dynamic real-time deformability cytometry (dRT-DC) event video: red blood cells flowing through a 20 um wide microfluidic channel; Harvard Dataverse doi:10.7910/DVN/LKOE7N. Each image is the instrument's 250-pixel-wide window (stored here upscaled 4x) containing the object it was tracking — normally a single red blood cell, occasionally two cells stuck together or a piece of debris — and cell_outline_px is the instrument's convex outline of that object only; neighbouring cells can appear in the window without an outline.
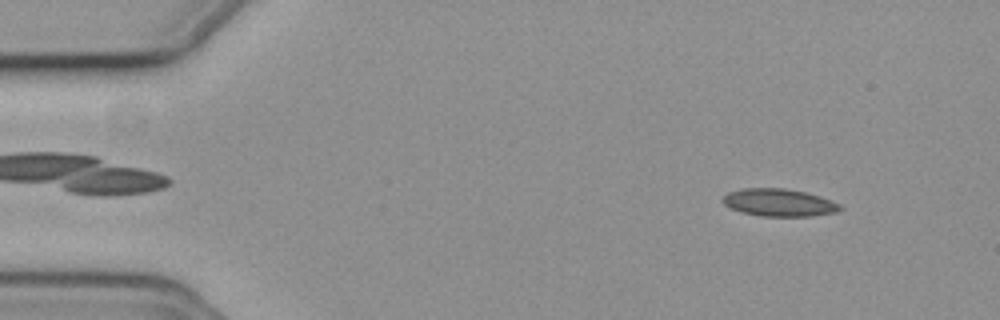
{"species": "common noctule bat (a hibernating species)", "species_latin": "Nyctalus noctula", "temperature_condition": "cold", "stored_images_in_passage": 55, "camera_frame_rate_fps": 3000, "um_per_image_px": 0.085, "animal": {"sex": "female", "body_mass_g": 19.3, "forearm_length_mm": 54.1}, "frame": {"image": 1, "passage_image": 6, "time_ms": 1.667, "image_size_px": [1000, 320], "cell_outline_px": [[844, 208], [836, 212], [812, 216], [760, 216], [744, 212], [732, 208], [724, 204], [720, 200], [728, 192], [744, 188], [784, 188], [804, 192], [820, 196], [840, 204]], "centroid_in_image_um": [66.23, 17.22], "position_along_channel_um": 18.8, "area_um2": 18.73}}
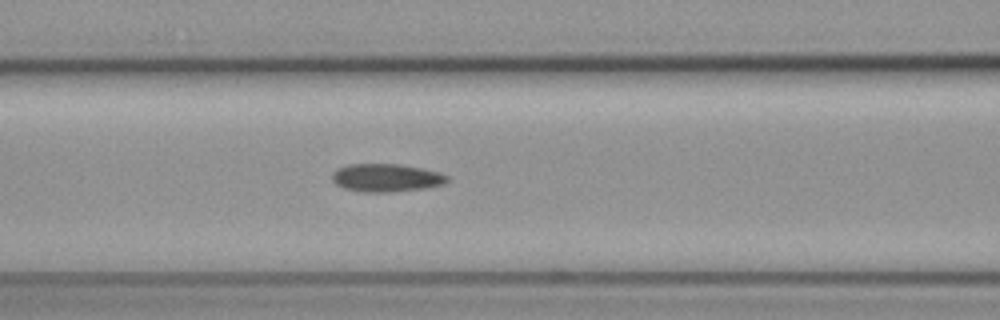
{"frame": {"image": 2, "passage_image": 23, "time_ms": 7.333, "image_size_px": [1000, 320], "cell_outline_px": [[448, 180], [444, 184], [424, 188], [392, 192], [364, 192], [344, 188], [336, 184], [332, 180], [332, 172], [336, 168], [348, 164], [400, 164], [440, 172], [448, 176]], "centroid_in_image_um": [32.81, 15.1], "position_along_channel_um": 133.8, "area_um2": 18.84}}
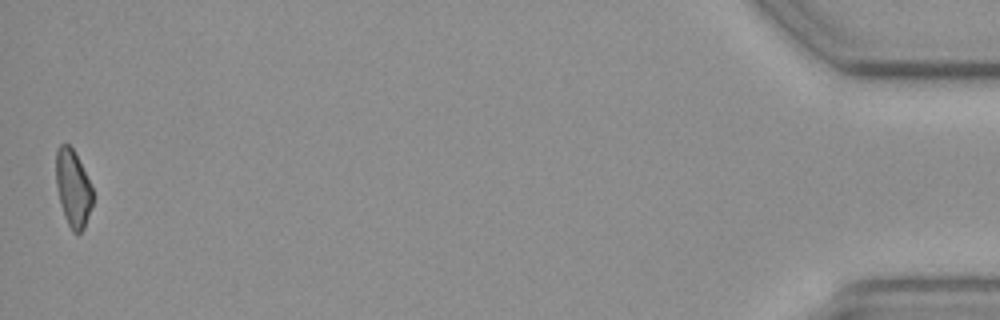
{"frame": {"image": 3, "passage_image": 55, "time_ms": 18.0, "image_size_px": [1000, 320], "cell_outline_px": [[92, 204], [84, 228], [76, 236], [72, 232], [64, 216], [60, 204], [56, 184], [56, 148], [60, 144], [68, 144], [72, 148], [92, 188]], "centroid_in_image_um": [6.18, 16.04], "position_along_channel_um": 429.0, "area_um2": 16.24}, "authors_computed_cell_mechanics": {"area_um2": 18.3804, "velocity_mm_per_s": 3.7271, "shape_relaxation_time_tau1_ms": 5.4588, "shape_relaxation_time_tau2_ms": null, "deformation_change_tau1": 0.1213, "deformation_change_tau2": null}}